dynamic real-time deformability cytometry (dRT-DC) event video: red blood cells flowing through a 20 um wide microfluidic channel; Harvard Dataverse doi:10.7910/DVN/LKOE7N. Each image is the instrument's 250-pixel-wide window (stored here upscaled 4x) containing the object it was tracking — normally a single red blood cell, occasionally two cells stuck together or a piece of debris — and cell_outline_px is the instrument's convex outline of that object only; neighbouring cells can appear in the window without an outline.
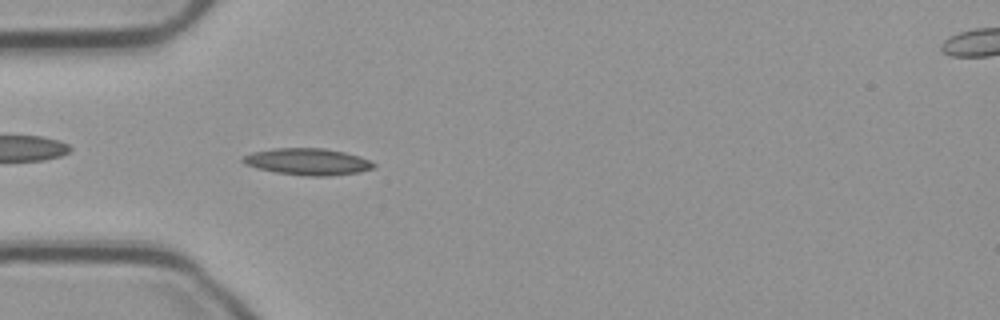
{"species": "common noctule bat (a hibernating species)", "species_latin": "Nyctalus noctula", "temperature_condition": "cold", "stored_images_in_passage": 42, "camera_frame_rate_fps": 3000, "um_per_image_px": 0.085, "animal": {"sex": "male", "body_mass_g": 23.1, "forearm_length_mm": 52.7}, "frame": {"image": 1, "passage_image": 4, "time_ms": 1.0, "image_size_px": [1000, 320], "cell_outline_px": [[376, 164], [372, 168], [360, 172], [328, 176], [304, 176], [276, 172], [256, 168], [244, 164], [240, 160], [240, 156], [252, 152], [272, 148], [324, 148], [344, 152], [360, 156]], "centroid_in_image_um": [26.09, 13.74], "position_along_channel_um": 58.9, "area_um2": 20.52}}
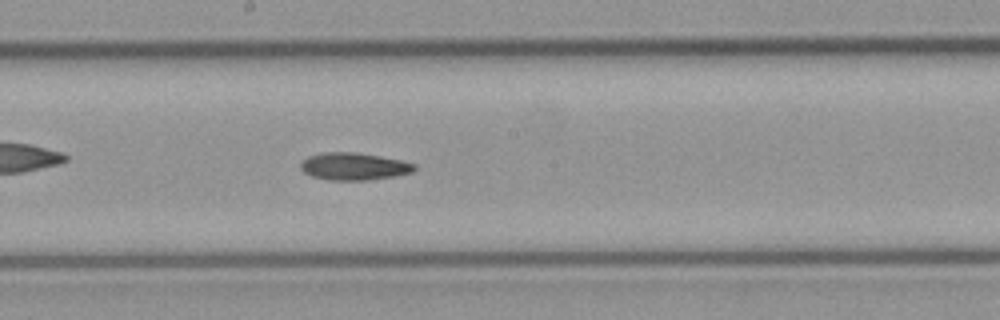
{"frame": {"image": 2, "passage_image": 17, "time_ms": 5.333, "image_size_px": [1000, 320], "cell_outline_px": [[416, 168], [412, 172], [392, 176], [368, 180], [328, 180], [312, 176], [304, 172], [300, 168], [300, 164], [308, 156], [320, 152], [356, 152], [380, 156], [400, 160], [416, 164]], "centroid_in_image_um": [30.05, 14.13], "position_along_channel_um": 218.1, "area_um2": 18.09}}
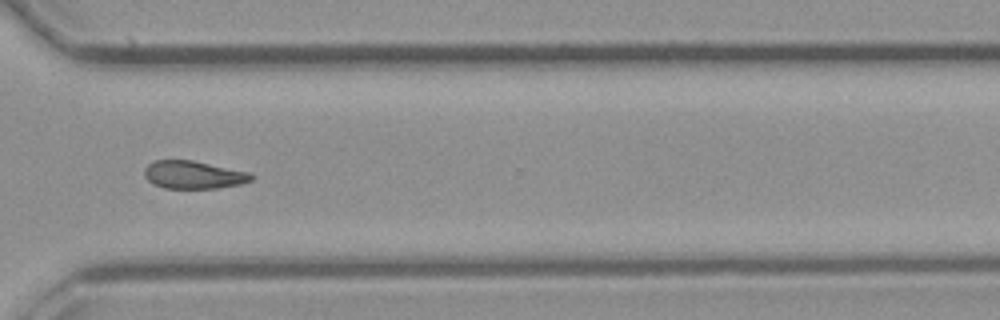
{"frame": {"image": 3, "passage_image": 28, "time_ms": 9.0, "image_size_px": [1000, 320], "cell_outline_px": [[252, 180], [240, 184], [216, 188], [164, 188], [152, 184], [144, 176], [144, 168], [148, 164], [156, 160], [192, 160], [248, 172], [252, 176]], "centroid_in_image_um": [16.39, 14.86], "position_along_channel_um": 354.2, "area_um2": 17.22}}